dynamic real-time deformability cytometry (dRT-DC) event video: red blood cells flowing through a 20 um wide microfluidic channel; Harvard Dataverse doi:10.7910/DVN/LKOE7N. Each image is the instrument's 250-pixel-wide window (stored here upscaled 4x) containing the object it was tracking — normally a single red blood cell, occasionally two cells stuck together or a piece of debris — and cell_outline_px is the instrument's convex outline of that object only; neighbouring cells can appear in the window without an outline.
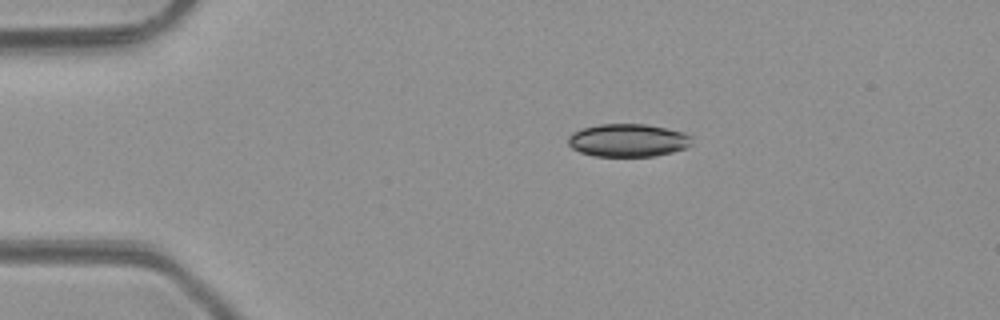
{"species": "common noctule bat (a hibernating species)", "species_latin": "Nyctalus noctula", "temperature_condition": "room temperature", "stored_images_in_passage": 5, "camera_frame_rate_fps": 3000, "um_per_image_px": 0.085, "animal": {"sex": "male", "body_mass_g": 23.1, "forearm_length_mm": 52.7}, "frame": {"image": 1, "passage_image": 5, "time_ms": 5.333, "image_size_px": [1000, 320], "cell_outline_px": [[692, 144], [688, 148], [656, 156], [592, 156], [580, 152], [572, 148], [568, 144], [568, 136], [572, 132], [584, 128], [600, 124], [644, 124], [684, 132], [692, 136]], "centroid_in_image_um": [53.4, 11.93], "position_along_channel_um": 31.6, "area_um2": 23.87}}